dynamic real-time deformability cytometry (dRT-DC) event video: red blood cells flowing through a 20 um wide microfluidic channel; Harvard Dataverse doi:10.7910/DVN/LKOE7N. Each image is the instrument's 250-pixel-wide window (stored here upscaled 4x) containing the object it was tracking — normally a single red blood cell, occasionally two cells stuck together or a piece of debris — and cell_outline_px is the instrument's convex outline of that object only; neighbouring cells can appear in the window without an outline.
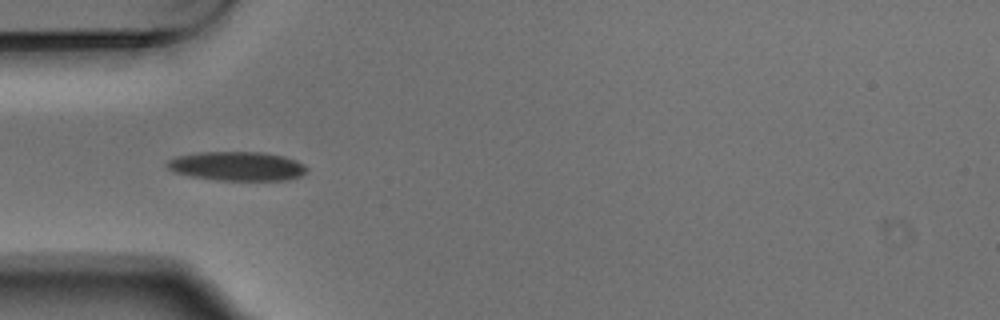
{"species": "Egyptian fruit bat (a non-hibernating species)", "species_latin": "Rousettus aegyptiacus", "temperature_condition": "warm", "stored_images_in_passage": 6, "camera_frame_rate_fps": 3000, "um_per_image_px": 0.085, "animal": {"sex": "male"}, "frame": {"image": 1, "passage_image": 5, "time_ms": 1.333, "image_size_px": [1000, 320], "cell_outline_px": [[308, 168], [300, 176], [284, 180], [216, 180], [188, 176], [172, 172], [164, 164], [168, 160], [176, 156], [196, 152], [264, 152], [284, 156], [296, 160], [304, 164]], "centroid_in_image_um": [20.09, 14.12], "position_along_channel_um": 64.9, "area_um2": 23.93}}
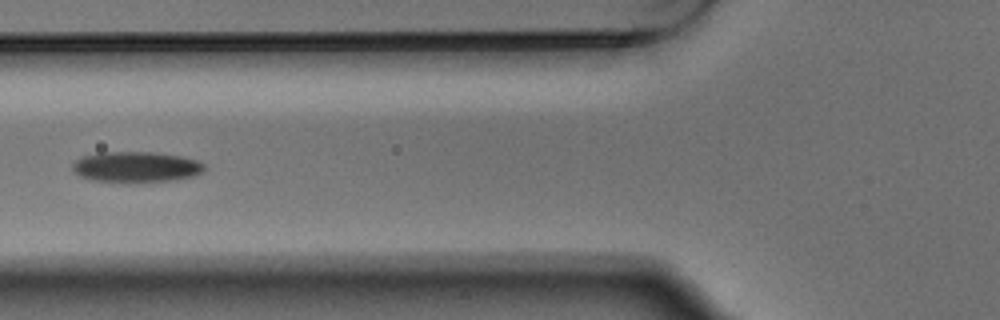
{"frame": {"image": 2, "passage_image": 6, "time_ms": 1.667, "image_size_px": [1000, 320], "cell_outline_px": [[204, 172], [192, 176], [176, 180], [88, 180], [72, 172], [72, 164], [76, 160], [84, 156], [100, 152], [152, 152], [180, 156], [200, 160], [204, 164]], "centroid_in_image_um": [11.57, 14.16], "position_along_channel_um": 114.2, "area_um2": 23.06}}